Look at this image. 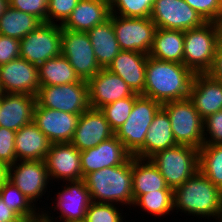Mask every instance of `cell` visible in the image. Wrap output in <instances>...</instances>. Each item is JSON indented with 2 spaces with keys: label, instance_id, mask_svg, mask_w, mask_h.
<instances>
[{
  "label": "cell",
  "instance_id": "13",
  "mask_svg": "<svg viewBox=\"0 0 222 222\" xmlns=\"http://www.w3.org/2000/svg\"><path fill=\"white\" fill-rule=\"evenodd\" d=\"M61 55L67 58L82 80L88 81L102 69L86 32L62 29Z\"/></svg>",
  "mask_w": 222,
  "mask_h": 222
},
{
  "label": "cell",
  "instance_id": "50",
  "mask_svg": "<svg viewBox=\"0 0 222 222\" xmlns=\"http://www.w3.org/2000/svg\"><path fill=\"white\" fill-rule=\"evenodd\" d=\"M2 97H3V93H0V109H1V105H2Z\"/></svg>",
  "mask_w": 222,
  "mask_h": 222
},
{
  "label": "cell",
  "instance_id": "19",
  "mask_svg": "<svg viewBox=\"0 0 222 222\" xmlns=\"http://www.w3.org/2000/svg\"><path fill=\"white\" fill-rule=\"evenodd\" d=\"M131 156L123 143L114 135L95 147L81 151L83 179L90 172L124 164Z\"/></svg>",
  "mask_w": 222,
  "mask_h": 222
},
{
  "label": "cell",
  "instance_id": "43",
  "mask_svg": "<svg viewBox=\"0 0 222 222\" xmlns=\"http://www.w3.org/2000/svg\"><path fill=\"white\" fill-rule=\"evenodd\" d=\"M20 57V40L0 35V65Z\"/></svg>",
  "mask_w": 222,
  "mask_h": 222
},
{
  "label": "cell",
  "instance_id": "4",
  "mask_svg": "<svg viewBox=\"0 0 222 222\" xmlns=\"http://www.w3.org/2000/svg\"><path fill=\"white\" fill-rule=\"evenodd\" d=\"M221 37L222 24L216 22L184 31V65L194 74L208 73Z\"/></svg>",
  "mask_w": 222,
  "mask_h": 222
},
{
  "label": "cell",
  "instance_id": "29",
  "mask_svg": "<svg viewBox=\"0 0 222 222\" xmlns=\"http://www.w3.org/2000/svg\"><path fill=\"white\" fill-rule=\"evenodd\" d=\"M149 56L184 64V31L156 28Z\"/></svg>",
  "mask_w": 222,
  "mask_h": 222
},
{
  "label": "cell",
  "instance_id": "5",
  "mask_svg": "<svg viewBox=\"0 0 222 222\" xmlns=\"http://www.w3.org/2000/svg\"><path fill=\"white\" fill-rule=\"evenodd\" d=\"M164 177L167 186L178 188L198 170L199 149L176 145L156 152L149 158Z\"/></svg>",
  "mask_w": 222,
  "mask_h": 222
},
{
  "label": "cell",
  "instance_id": "10",
  "mask_svg": "<svg viewBox=\"0 0 222 222\" xmlns=\"http://www.w3.org/2000/svg\"><path fill=\"white\" fill-rule=\"evenodd\" d=\"M35 97L41 107L71 114H82L90 108L88 83L82 79L76 83L40 86Z\"/></svg>",
  "mask_w": 222,
  "mask_h": 222
},
{
  "label": "cell",
  "instance_id": "51",
  "mask_svg": "<svg viewBox=\"0 0 222 222\" xmlns=\"http://www.w3.org/2000/svg\"><path fill=\"white\" fill-rule=\"evenodd\" d=\"M220 4H221V24H222V0H220Z\"/></svg>",
  "mask_w": 222,
  "mask_h": 222
},
{
  "label": "cell",
  "instance_id": "48",
  "mask_svg": "<svg viewBox=\"0 0 222 222\" xmlns=\"http://www.w3.org/2000/svg\"><path fill=\"white\" fill-rule=\"evenodd\" d=\"M8 6H9L8 0H0V16L5 12Z\"/></svg>",
  "mask_w": 222,
  "mask_h": 222
},
{
  "label": "cell",
  "instance_id": "30",
  "mask_svg": "<svg viewBox=\"0 0 222 222\" xmlns=\"http://www.w3.org/2000/svg\"><path fill=\"white\" fill-rule=\"evenodd\" d=\"M40 86H57L79 82L81 79L63 55L51 58L38 66Z\"/></svg>",
  "mask_w": 222,
  "mask_h": 222
},
{
  "label": "cell",
  "instance_id": "17",
  "mask_svg": "<svg viewBox=\"0 0 222 222\" xmlns=\"http://www.w3.org/2000/svg\"><path fill=\"white\" fill-rule=\"evenodd\" d=\"M80 115L35 104L33 122L51 143L71 142Z\"/></svg>",
  "mask_w": 222,
  "mask_h": 222
},
{
  "label": "cell",
  "instance_id": "33",
  "mask_svg": "<svg viewBox=\"0 0 222 222\" xmlns=\"http://www.w3.org/2000/svg\"><path fill=\"white\" fill-rule=\"evenodd\" d=\"M198 167L203 175L222 190V144L202 145Z\"/></svg>",
  "mask_w": 222,
  "mask_h": 222
},
{
  "label": "cell",
  "instance_id": "12",
  "mask_svg": "<svg viewBox=\"0 0 222 222\" xmlns=\"http://www.w3.org/2000/svg\"><path fill=\"white\" fill-rule=\"evenodd\" d=\"M118 44L123 51H136L149 55L156 25L148 18H126L110 13Z\"/></svg>",
  "mask_w": 222,
  "mask_h": 222
},
{
  "label": "cell",
  "instance_id": "28",
  "mask_svg": "<svg viewBox=\"0 0 222 222\" xmlns=\"http://www.w3.org/2000/svg\"><path fill=\"white\" fill-rule=\"evenodd\" d=\"M86 33L89 36L99 66L107 68L121 51L112 21L108 19Z\"/></svg>",
  "mask_w": 222,
  "mask_h": 222
},
{
  "label": "cell",
  "instance_id": "44",
  "mask_svg": "<svg viewBox=\"0 0 222 222\" xmlns=\"http://www.w3.org/2000/svg\"><path fill=\"white\" fill-rule=\"evenodd\" d=\"M208 73L222 83V37L217 47L213 66Z\"/></svg>",
  "mask_w": 222,
  "mask_h": 222
},
{
  "label": "cell",
  "instance_id": "34",
  "mask_svg": "<svg viewBox=\"0 0 222 222\" xmlns=\"http://www.w3.org/2000/svg\"><path fill=\"white\" fill-rule=\"evenodd\" d=\"M0 198L20 218L30 217L40 210L7 179L0 185Z\"/></svg>",
  "mask_w": 222,
  "mask_h": 222
},
{
  "label": "cell",
  "instance_id": "1",
  "mask_svg": "<svg viewBox=\"0 0 222 222\" xmlns=\"http://www.w3.org/2000/svg\"><path fill=\"white\" fill-rule=\"evenodd\" d=\"M174 213L222 222V190L199 170L173 190ZM205 217V218H204Z\"/></svg>",
  "mask_w": 222,
  "mask_h": 222
},
{
  "label": "cell",
  "instance_id": "36",
  "mask_svg": "<svg viewBox=\"0 0 222 222\" xmlns=\"http://www.w3.org/2000/svg\"><path fill=\"white\" fill-rule=\"evenodd\" d=\"M139 94L135 93L131 97L117 100L100 108L104 114L111 130L115 133L129 117L135 99Z\"/></svg>",
  "mask_w": 222,
  "mask_h": 222
},
{
  "label": "cell",
  "instance_id": "46",
  "mask_svg": "<svg viewBox=\"0 0 222 222\" xmlns=\"http://www.w3.org/2000/svg\"><path fill=\"white\" fill-rule=\"evenodd\" d=\"M16 222H48L43 210L30 217L19 218Z\"/></svg>",
  "mask_w": 222,
  "mask_h": 222
},
{
  "label": "cell",
  "instance_id": "26",
  "mask_svg": "<svg viewBox=\"0 0 222 222\" xmlns=\"http://www.w3.org/2000/svg\"><path fill=\"white\" fill-rule=\"evenodd\" d=\"M15 153L17 161L44 160L51 142L32 121L16 132Z\"/></svg>",
  "mask_w": 222,
  "mask_h": 222
},
{
  "label": "cell",
  "instance_id": "40",
  "mask_svg": "<svg viewBox=\"0 0 222 222\" xmlns=\"http://www.w3.org/2000/svg\"><path fill=\"white\" fill-rule=\"evenodd\" d=\"M204 144H222V110L203 120Z\"/></svg>",
  "mask_w": 222,
  "mask_h": 222
},
{
  "label": "cell",
  "instance_id": "21",
  "mask_svg": "<svg viewBox=\"0 0 222 222\" xmlns=\"http://www.w3.org/2000/svg\"><path fill=\"white\" fill-rule=\"evenodd\" d=\"M189 99L204 120L222 110V83L209 73L195 74Z\"/></svg>",
  "mask_w": 222,
  "mask_h": 222
},
{
  "label": "cell",
  "instance_id": "49",
  "mask_svg": "<svg viewBox=\"0 0 222 222\" xmlns=\"http://www.w3.org/2000/svg\"><path fill=\"white\" fill-rule=\"evenodd\" d=\"M61 222H86V220H74V221H61Z\"/></svg>",
  "mask_w": 222,
  "mask_h": 222
},
{
  "label": "cell",
  "instance_id": "14",
  "mask_svg": "<svg viewBox=\"0 0 222 222\" xmlns=\"http://www.w3.org/2000/svg\"><path fill=\"white\" fill-rule=\"evenodd\" d=\"M150 18L156 28L180 31L198 28L206 23L184 0H154Z\"/></svg>",
  "mask_w": 222,
  "mask_h": 222
},
{
  "label": "cell",
  "instance_id": "24",
  "mask_svg": "<svg viewBox=\"0 0 222 222\" xmlns=\"http://www.w3.org/2000/svg\"><path fill=\"white\" fill-rule=\"evenodd\" d=\"M109 16V0H79L61 27L75 32H87L93 27L103 24L109 19Z\"/></svg>",
  "mask_w": 222,
  "mask_h": 222
},
{
  "label": "cell",
  "instance_id": "11",
  "mask_svg": "<svg viewBox=\"0 0 222 222\" xmlns=\"http://www.w3.org/2000/svg\"><path fill=\"white\" fill-rule=\"evenodd\" d=\"M61 38V25L42 23L20 40V58L39 66L61 55Z\"/></svg>",
  "mask_w": 222,
  "mask_h": 222
},
{
  "label": "cell",
  "instance_id": "20",
  "mask_svg": "<svg viewBox=\"0 0 222 222\" xmlns=\"http://www.w3.org/2000/svg\"><path fill=\"white\" fill-rule=\"evenodd\" d=\"M114 135L115 133L111 130L100 109L89 108L79 116L77 127L70 143L79 151H83L97 146Z\"/></svg>",
  "mask_w": 222,
  "mask_h": 222
},
{
  "label": "cell",
  "instance_id": "47",
  "mask_svg": "<svg viewBox=\"0 0 222 222\" xmlns=\"http://www.w3.org/2000/svg\"><path fill=\"white\" fill-rule=\"evenodd\" d=\"M8 167L0 161V185L7 179Z\"/></svg>",
  "mask_w": 222,
  "mask_h": 222
},
{
  "label": "cell",
  "instance_id": "38",
  "mask_svg": "<svg viewBox=\"0 0 222 222\" xmlns=\"http://www.w3.org/2000/svg\"><path fill=\"white\" fill-rule=\"evenodd\" d=\"M79 0H48L47 5V23L62 25Z\"/></svg>",
  "mask_w": 222,
  "mask_h": 222
},
{
  "label": "cell",
  "instance_id": "37",
  "mask_svg": "<svg viewBox=\"0 0 222 222\" xmlns=\"http://www.w3.org/2000/svg\"><path fill=\"white\" fill-rule=\"evenodd\" d=\"M119 207L117 204L92 201L86 211L85 220L86 222H129L125 219L126 213L125 216L122 214L124 208Z\"/></svg>",
  "mask_w": 222,
  "mask_h": 222
},
{
  "label": "cell",
  "instance_id": "18",
  "mask_svg": "<svg viewBox=\"0 0 222 222\" xmlns=\"http://www.w3.org/2000/svg\"><path fill=\"white\" fill-rule=\"evenodd\" d=\"M87 83L89 105L93 109L135 94L121 77L106 68H102Z\"/></svg>",
  "mask_w": 222,
  "mask_h": 222
},
{
  "label": "cell",
  "instance_id": "27",
  "mask_svg": "<svg viewBox=\"0 0 222 222\" xmlns=\"http://www.w3.org/2000/svg\"><path fill=\"white\" fill-rule=\"evenodd\" d=\"M132 189L134 201L142 194L169 188L160 171L150 159L132 156Z\"/></svg>",
  "mask_w": 222,
  "mask_h": 222
},
{
  "label": "cell",
  "instance_id": "3",
  "mask_svg": "<svg viewBox=\"0 0 222 222\" xmlns=\"http://www.w3.org/2000/svg\"><path fill=\"white\" fill-rule=\"evenodd\" d=\"M84 180L93 202L127 206L132 210V156L124 164L90 172Z\"/></svg>",
  "mask_w": 222,
  "mask_h": 222
},
{
  "label": "cell",
  "instance_id": "31",
  "mask_svg": "<svg viewBox=\"0 0 222 222\" xmlns=\"http://www.w3.org/2000/svg\"><path fill=\"white\" fill-rule=\"evenodd\" d=\"M41 24L35 16L8 6L0 16V35L21 40Z\"/></svg>",
  "mask_w": 222,
  "mask_h": 222
},
{
  "label": "cell",
  "instance_id": "35",
  "mask_svg": "<svg viewBox=\"0 0 222 222\" xmlns=\"http://www.w3.org/2000/svg\"><path fill=\"white\" fill-rule=\"evenodd\" d=\"M110 13L126 18H148L154 0H110Z\"/></svg>",
  "mask_w": 222,
  "mask_h": 222
},
{
  "label": "cell",
  "instance_id": "15",
  "mask_svg": "<svg viewBox=\"0 0 222 222\" xmlns=\"http://www.w3.org/2000/svg\"><path fill=\"white\" fill-rule=\"evenodd\" d=\"M80 154L70 142L52 143L44 159L51 183L83 179Z\"/></svg>",
  "mask_w": 222,
  "mask_h": 222
},
{
  "label": "cell",
  "instance_id": "41",
  "mask_svg": "<svg viewBox=\"0 0 222 222\" xmlns=\"http://www.w3.org/2000/svg\"><path fill=\"white\" fill-rule=\"evenodd\" d=\"M9 6L38 18L42 23L47 22L48 0H8Z\"/></svg>",
  "mask_w": 222,
  "mask_h": 222
},
{
  "label": "cell",
  "instance_id": "6",
  "mask_svg": "<svg viewBox=\"0 0 222 222\" xmlns=\"http://www.w3.org/2000/svg\"><path fill=\"white\" fill-rule=\"evenodd\" d=\"M63 183L61 189L57 190V193H53L55 197L53 196L50 199L52 202L49 204L53 206L49 207L48 204H43V206H47L43 207L46 220L48 222L84 220L86 218V211L92 202L85 180L65 181ZM52 210L59 215L54 217L55 213Z\"/></svg>",
  "mask_w": 222,
  "mask_h": 222
},
{
  "label": "cell",
  "instance_id": "8",
  "mask_svg": "<svg viewBox=\"0 0 222 222\" xmlns=\"http://www.w3.org/2000/svg\"><path fill=\"white\" fill-rule=\"evenodd\" d=\"M161 107L160 102L139 94L135 99L129 117L115 132V136L132 156L144 145L149 126Z\"/></svg>",
  "mask_w": 222,
  "mask_h": 222
},
{
  "label": "cell",
  "instance_id": "42",
  "mask_svg": "<svg viewBox=\"0 0 222 222\" xmlns=\"http://www.w3.org/2000/svg\"><path fill=\"white\" fill-rule=\"evenodd\" d=\"M16 132L0 126V161L7 167L17 161L15 153Z\"/></svg>",
  "mask_w": 222,
  "mask_h": 222
},
{
  "label": "cell",
  "instance_id": "16",
  "mask_svg": "<svg viewBox=\"0 0 222 222\" xmlns=\"http://www.w3.org/2000/svg\"><path fill=\"white\" fill-rule=\"evenodd\" d=\"M40 87L38 66L17 58L0 65L2 93H23L36 96Z\"/></svg>",
  "mask_w": 222,
  "mask_h": 222
},
{
  "label": "cell",
  "instance_id": "23",
  "mask_svg": "<svg viewBox=\"0 0 222 222\" xmlns=\"http://www.w3.org/2000/svg\"><path fill=\"white\" fill-rule=\"evenodd\" d=\"M36 97L23 93H3L0 126L17 132L33 121Z\"/></svg>",
  "mask_w": 222,
  "mask_h": 222
},
{
  "label": "cell",
  "instance_id": "2",
  "mask_svg": "<svg viewBox=\"0 0 222 222\" xmlns=\"http://www.w3.org/2000/svg\"><path fill=\"white\" fill-rule=\"evenodd\" d=\"M194 73L182 63L148 56L144 92L141 95L164 104L189 98Z\"/></svg>",
  "mask_w": 222,
  "mask_h": 222
},
{
  "label": "cell",
  "instance_id": "45",
  "mask_svg": "<svg viewBox=\"0 0 222 222\" xmlns=\"http://www.w3.org/2000/svg\"><path fill=\"white\" fill-rule=\"evenodd\" d=\"M19 218L0 198V222H16Z\"/></svg>",
  "mask_w": 222,
  "mask_h": 222
},
{
  "label": "cell",
  "instance_id": "25",
  "mask_svg": "<svg viewBox=\"0 0 222 222\" xmlns=\"http://www.w3.org/2000/svg\"><path fill=\"white\" fill-rule=\"evenodd\" d=\"M176 145L177 143L171 130L170 118L167 112L161 107L149 126L144 145L133 156L149 159L156 152Z\"/></svg>",
  "mask_w": 222,
  "mask_h": 222
},
{
  "label": "cell",
  "instance_id": "32",
  "mask_svg": "<svg viewBox=\"0 0 222 222\" xmlns=\"http://www.w3.org/2000/svg\"><path fill=\"white\" fill-rule=\"evenodd\" d=\"M136 207L142 212L145 211V215L147 212L156 218H166V215L174 213L173 190H156L142 194L133 203V210Z\"/></svg>",
  "mask_w": 222,
  "mask_h": 222
},
{
  "label": "cell",
  "instance_id": "9",
  "mask_svg": "<svg viewBox=\"0 0 222 222\" xmlns=\"http://www.w3.org/2000/svg\"><path fill=\"white\" fill-rule=\"evenodd\" d=\"M7 180L15 185L39 210H43L38 204L41 203L46 192V195L53 193L52 188L49 189L51 191H48V187L50 188L49 185L52 183H50L44 160L16 161L8 166ZM38 201L39 203H37Z\"/></svg>",
  "mask_w": 222,
  "mask_h": 222
},
{
  "label": "cell",
  "instance_id": "22",
  "mask_svg": "<svg viewBox=\"0 0 222 222\" xmlns=\"http://www.w3.org/2000/svg\"><path fill=\"white\" fill-rule=\"evenodd\" d=\"M148 56L142 52L121 50L106 69L121 77L134 93L142 94Z\"/></svg>",
  "mask_w": 222,
  "mask_h": 222
},
{
  "label": "cell",
  "instance_id": "7",
  "mask_svg": "<svg viewBox=\"0 0 222 222\" xmlns=\"http://www.w3.org/2000/svg\"><path fill=\"white\" fill-rule=\"evenodd\" d=\"M167 112L171 130L178 145L200 149L204 144L203 119L189 98L162 104Z\"/></svg>",
  "mask_w": 222,
  "mask_h": 222
},
{
  "label": "cell",
  "instance_id": "39",
  "mask_svg": "<svg viewBox=\"0 0 222 222\" xmlns=\"http://www.w3.org/2000/svg\"><path fill=\"white\" fill-rule=\"evenodd\" d=\"M206 22L221 23L220 0H184Z\"/></svg>",
  "mask_w": 222,
  "mask_h": 222
}]
</instances>
